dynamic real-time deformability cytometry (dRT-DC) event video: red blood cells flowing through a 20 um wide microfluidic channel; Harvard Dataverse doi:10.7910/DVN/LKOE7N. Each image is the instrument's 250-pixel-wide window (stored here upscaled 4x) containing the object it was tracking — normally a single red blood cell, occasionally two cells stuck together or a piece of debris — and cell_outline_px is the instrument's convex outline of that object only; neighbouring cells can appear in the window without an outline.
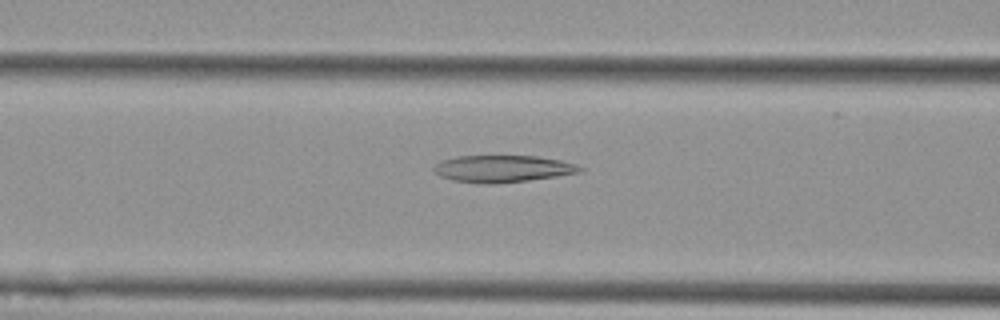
{"species": "Egyptian fruit bat (a non-hibernating species)", "species_latin": "Rousettus aegyptiacus", "temperature_condition": "cold", "stored_images_in_passage": 41, "camera_frame_rate_fps": 3000, "um_per_image_px": 0.085, "animal": {"sex": "female"}, "frame": {"image": 1, "passage_image": 17, "time_ms": 5.333, "image_size_px": [1000, 320], "cell_outline_px": [[584, 168], [580, 172], [556, 176], [528, 180], [488, 184], [484, 184], [452, 180], [440, 176], [432, 168], [440, 160], [456, 156], [536, 156], [560, 160], [576, 164]], "centroid_in_image_um": [42.7, 14.33], "position_along_channel_um": 123.9, "area_um2": 22.83}}
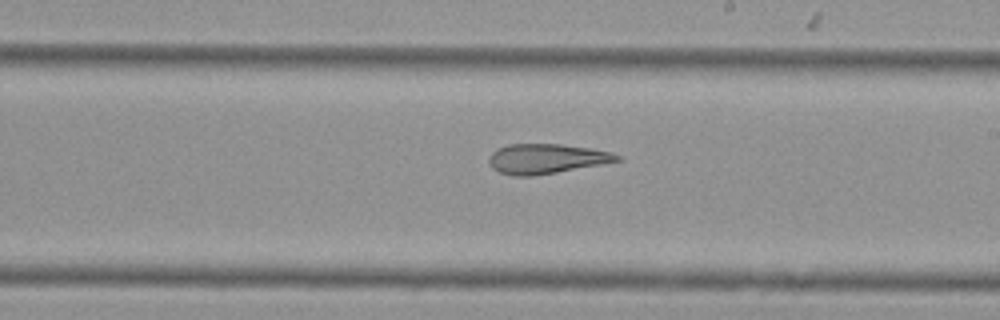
{"frame": {"image": 2, "passage_image": 27, "time_ms": 8.667, "image_size_px": [1000, 320], "cell_outline_px": [[624, 160], [556, 172], [532, 176], [512, 176], [500, 172], [492, 168], [488, 160], [488, 156], [496, 148], [508, 144], [560, 144], [588, 148], [612, 152], [620, 156]], "centroid_in_image_um": [46.41, 13.49], "position_along_channel_um": 242.6, "area_um2": 22.25}}
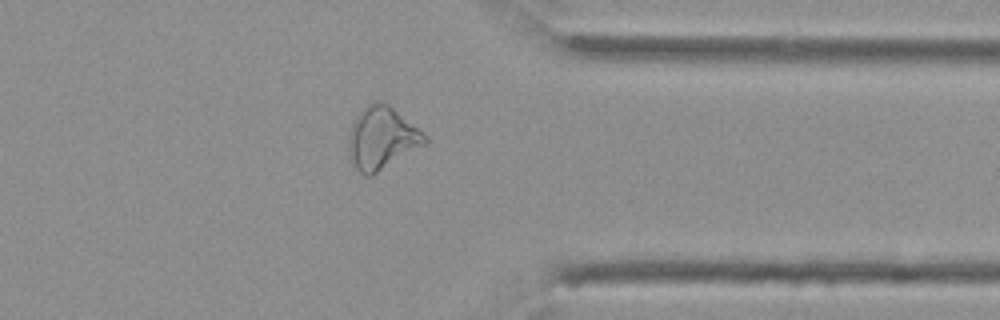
{"frame": {"image": 3, "passage_image": 39, "time_ms": 12.667, "image_size_px": [1000, 320], "cell_outline_px": [[428, 144], [372, 176], [364, 176], [356, 168], [348, 152], [348, 140], [352, 124], [356, 116], [372, 100], [380, 100], [388, 104], [428, 136]], "centroid_in_image_um": [32.48, 11.75], "position_along_channel_um": 378.9, "area_um2": 27.98}}